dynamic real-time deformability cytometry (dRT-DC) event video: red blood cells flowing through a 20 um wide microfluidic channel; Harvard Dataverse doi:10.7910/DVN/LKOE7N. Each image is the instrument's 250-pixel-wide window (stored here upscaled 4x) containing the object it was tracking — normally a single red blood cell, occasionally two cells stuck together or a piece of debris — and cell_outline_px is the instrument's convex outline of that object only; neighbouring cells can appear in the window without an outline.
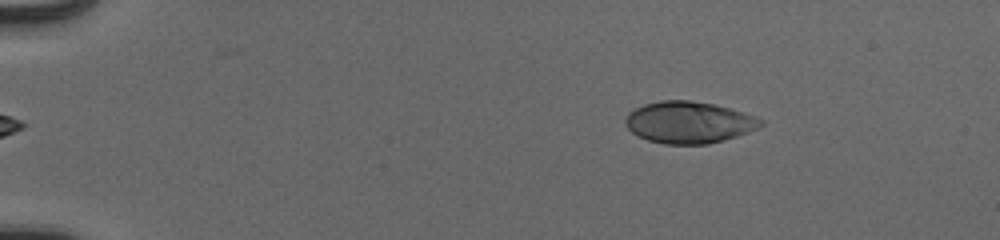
{"species": "human", "species_latin": "Homo sapiens", "temperature_condition": "cold", "stored_images_in_passage": 54, "camera_frame_rate_fps": 3000, "um_per_image_px": 0.085, "donor": {"sex": "male"}, "frame": {"image": 1, "passage_image": 9, "time_ms": 2.667, "image_size_px": [1000, 240], "cell_outline_px": [[764, 124], [748, 132], [724, 140], [708, 144], [664, 144], [648, 140], [632, 132], [624, 124], [624, 120], [628, 112], [644, 104], [660, 100], [688, 100], [712, 104], [744, 112], [756, 116], [764, 120]], "centroid_in_image_um": [58.54, 10.4], "position_along_channel_um": 26.5, "area_um2": 32.89}}
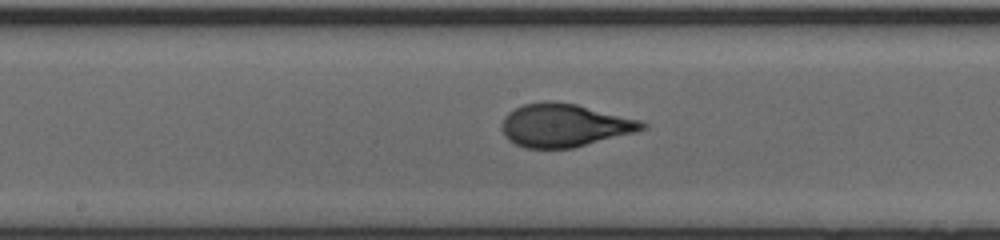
{"frame": {"image": 2, "passage_image": 30, "time_ms": 9.667, "image_size_px": [1000, 240], "cell_outline_px": [[648, 128], [636, 132], [572, 148], [524, 148], [508, 140], [504, 136], [504, 116], [508, 112], [524, 104], [544, 100], [552, 100], [576, 104], [640, 120], [648, 124]], "centroid_in_image_um": [47.99, 10.64], "position_along_channel_um": 200.2, "area_um2": 35.14}}
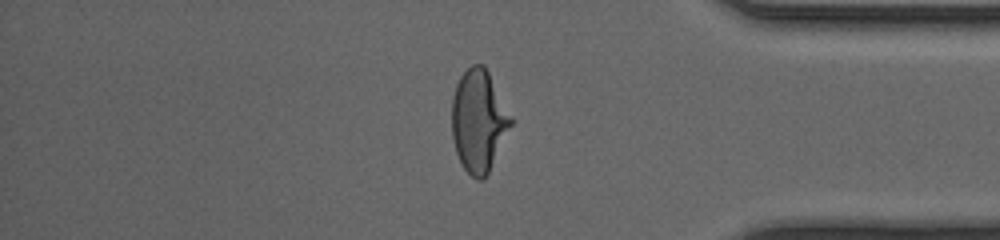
{"frame": {"image": 3, "passage_image": 46, "time_ms": 15.0, "image_size_px": [1000, 240], "cell_outline_px": [[512, 124], [488, 172], [480, 180], [476, 180], [464, 168], [456, 152], [452, 136], [452, 96], [456, 84], [460, 76], [472, 64], [484, 64], [512, 116]], "centroid_in_image_um": [40.67, 10.24], "position_along_channel_um": 394.5, "area_um2": 34.8}, "authors_computed_cell_mechanics": {"area_um2": 34.3621, "velocity_mm_per_s": 3.9432, "shape_relaxation_time_tau1_ms": 3.8051, "shape_relaxation_time_tau2_ms": null, "deformation_change_tau1": 0.1916, "deformation_change_tau2": null}}